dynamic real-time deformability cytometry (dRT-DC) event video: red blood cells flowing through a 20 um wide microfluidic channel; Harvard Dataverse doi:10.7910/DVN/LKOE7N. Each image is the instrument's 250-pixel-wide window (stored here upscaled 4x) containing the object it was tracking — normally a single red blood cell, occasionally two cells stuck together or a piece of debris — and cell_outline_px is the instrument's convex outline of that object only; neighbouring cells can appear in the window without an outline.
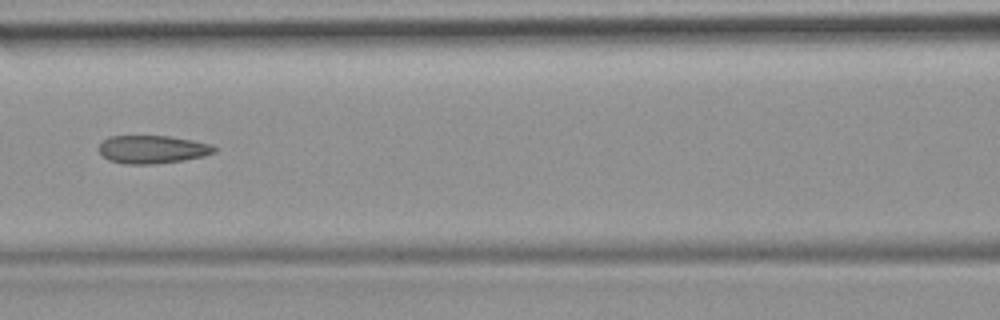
{"species": "common noctule bat (a hibernating species)", "species_latin": "Nyctalus noctula", "temperature_condition": "room temperature", "stored_images_in_passage": 48, "camera_frame_rate_fps": 3000, "um_per_image_px": 0.085, "animal": {"sex": "female", "body_mass_g": 19.9}, "frame": {"image": 1, "passage_image": 21, "time_ms": 6.667, "image_size_px": [1000, 320], "cell_outline_px": [[216, 152], [204, 156], [184, 160], [152, 164], [124, 164], [108, 160], [100, 152], [100, 144], [108, 136], [168, 136], [192, 140], [212, 144], [216, 148]], "centroid_in_image_um": [12.98, 12.7], "position_along_channel_um": 153.6, "area_um2": 18.84}}